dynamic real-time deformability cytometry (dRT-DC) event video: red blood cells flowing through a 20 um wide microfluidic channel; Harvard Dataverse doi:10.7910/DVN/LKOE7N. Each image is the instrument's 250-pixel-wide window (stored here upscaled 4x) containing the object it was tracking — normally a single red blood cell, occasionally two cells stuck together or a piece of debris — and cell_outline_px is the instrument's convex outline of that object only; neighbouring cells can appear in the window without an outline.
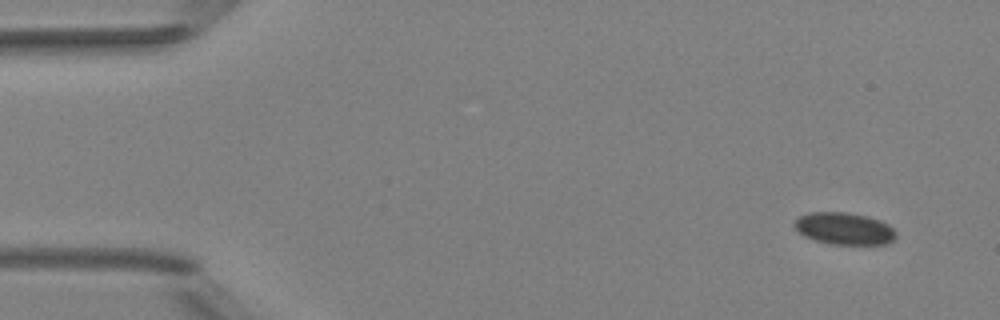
{"species": "Egyptian fruit bat (a non-hibernating species)", "species_latin": "Rousettus aegyptiacus", "temperature_condition": "room temperature", "stored_images_in_passage": 5, "camera_frame_rate_fps": 3000, "um_per_image_px": 0.085, "animal": {"sex": "female"}, "frame": {"image": 1, "passage_image": 1, "time_ms": 0.0, "image_size_px": [1000, 320], "cell_outline_px": [[896, 236], [888, 244], [828, 244], [804, 236], [792, 224], [800, 216], [808, 212], [848, 212], [868, 216], [880, 220], [888, 224], [896, 232]], "centroid_in_image_um": [71.77, 19.42], "position_along_channel_um": 13.2, "area_um2": 19.02}}
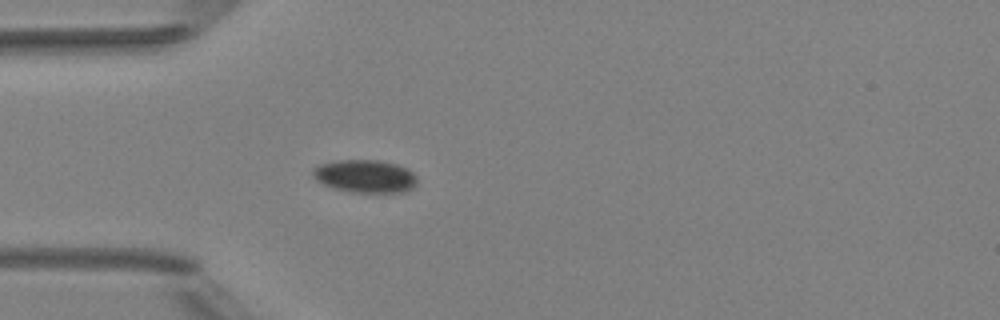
{"frame": {"image": 2, "passage_image": 5, "time_ms": 4.667, "image_size_px": [1000, 320], "cell_outline_px": [[416, 184], [412, 188], [404, 192], [352, 192], [336, 188], [324, 184], [316, 180], [312, 176], [312, 168], [320, 164], [336, 160], [380, 160], [396, 164], [408, 168], [416, 176]], "centroid_in_image_um": [31.03, 14.96], "position_along_channel_um": 54.0, "area_um2": 20.0}}